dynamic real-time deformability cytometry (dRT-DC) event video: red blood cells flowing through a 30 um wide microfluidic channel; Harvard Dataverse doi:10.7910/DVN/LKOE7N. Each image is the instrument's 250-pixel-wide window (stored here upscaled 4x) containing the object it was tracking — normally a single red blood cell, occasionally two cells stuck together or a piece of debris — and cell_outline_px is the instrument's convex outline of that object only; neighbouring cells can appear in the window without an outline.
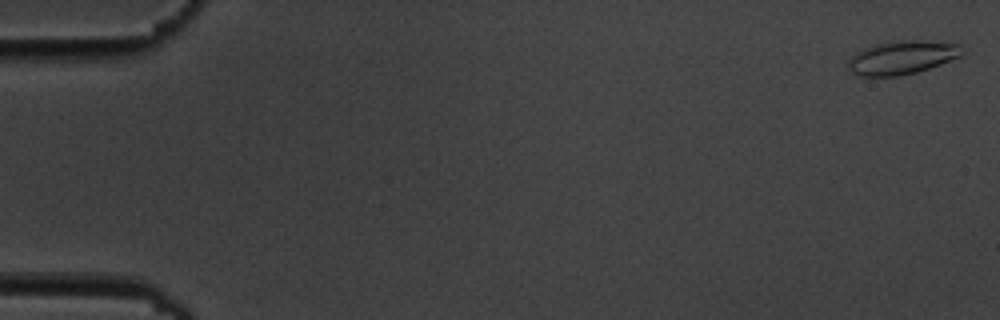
{"species": "common noctule bat (a hibernating species)", "species_latin": "Nyctalus noctula", "temperature_condition": "cold", "stored_images_in_passage": 6, "camera_frame_rate_fps": 3000, "um_per_image_px": 0.085, "animal": {"sex": "male", "body_mass_g": 19.5, "forearm_length_mm": 54.6}, "frame": {"image": 1, "passage_image": 1, "time_ms": 0.0, "image_size_px": [1000, 320], "cell_outline_px": [[964, 52], [960, 56], [940, 64], [916, 72], [896, 76], [860, 76], [852, 72], [848, 68], [848, 60], [856, 52], [864, 48], [876, 44], [900, 40], [956, 40], [960, 44]], "centroid_in_image_um": [76.75, 4.85], "position_along_channel_um": 8.3, "area_um2": 22.6}}